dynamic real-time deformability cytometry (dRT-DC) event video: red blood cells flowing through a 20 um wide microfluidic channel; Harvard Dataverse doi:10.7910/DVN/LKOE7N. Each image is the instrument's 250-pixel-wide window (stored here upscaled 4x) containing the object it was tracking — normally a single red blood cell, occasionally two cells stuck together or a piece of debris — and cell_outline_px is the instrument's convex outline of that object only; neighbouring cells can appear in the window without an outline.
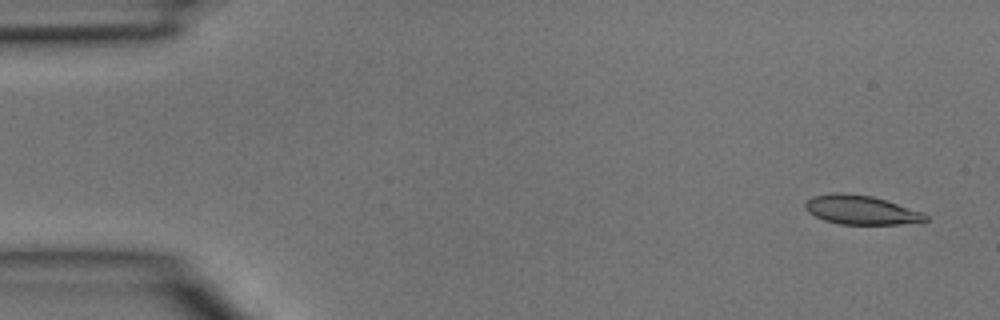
{"species": "common noctule bat (a hibernating species)", "species_latin": "Nyctalus noctula", "temperature_condition": "room temperature", "stored_images_in_passage": 5, "camera_frame_rate_fps": 3000, "um_per_image_px": 0.085, "animal": {"sex": "male", "body_mass_g": 15.6}, "frame": {"image": 1, "passage_image": 1, "time_ms": 0.0, "image_size_px": [1000, 320], "cell_outline_px": [[928, 220], [900, 224], [840, 224], [824, 220], [808, 212], [804, 208], [804, 204], [812, 196], [832, 192], [840, 192], [872, 196], [924, 212], [928, 216]], "centroid_in_image_um": [73.16, 17.83], "position_along_channel_um": 11.8, "area_um2": 20.35}}
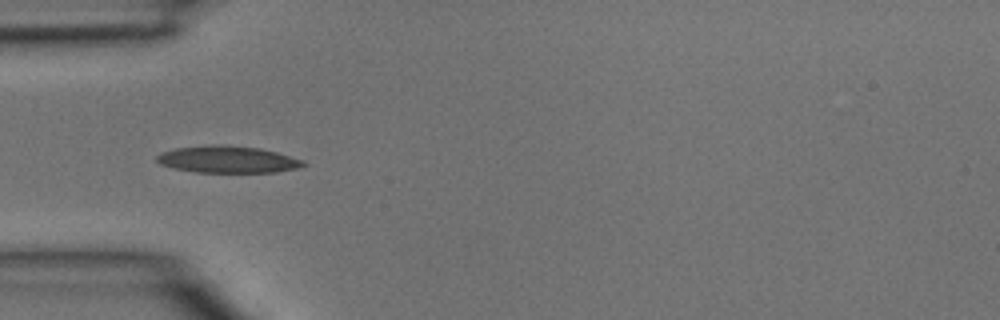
{"frame": {"image": 2, "passage_image": 4, "time_ms": 1.0, "image_size_px": [1000, 320], "cell_outline_px": [[308, 164], [296, 168], [276, 172], [196, 172], [176, 168], [160, 164], [156, 160], [156, 156], [160, 152], [176, 148], [260, 148], [276, 152], [304, 160]], "centroid_in_image_um": [19.4, 13.61], "position_along_channel_um": 65.6, "area_um2": 21.62}}